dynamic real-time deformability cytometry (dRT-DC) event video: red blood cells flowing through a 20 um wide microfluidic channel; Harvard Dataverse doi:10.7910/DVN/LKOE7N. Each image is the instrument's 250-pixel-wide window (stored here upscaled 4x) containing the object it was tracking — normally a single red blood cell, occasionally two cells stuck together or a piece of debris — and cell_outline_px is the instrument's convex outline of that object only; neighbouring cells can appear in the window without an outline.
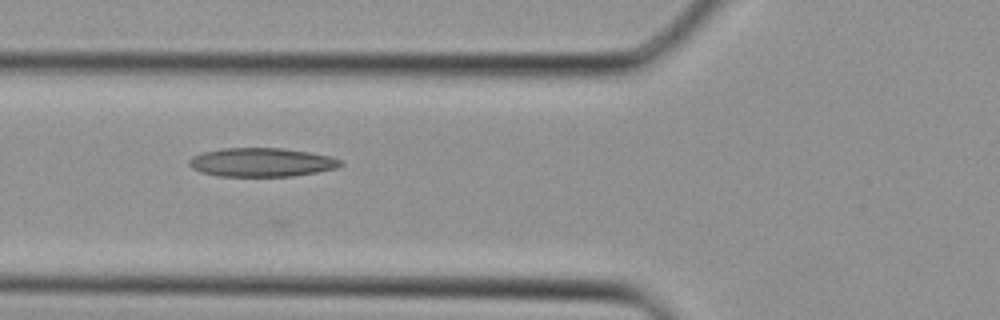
{"species": "Egyptian fruit bat (a non-hibernating species)", "species_latin": "Rousettus aegyptiacus", "temperature_condition": "cold", "stored_images_in_passage": 6, "camera_frame_rate_fps": 3000, "um_per_image_px": 0.085, "animal": {"sex": "female"}, "frame": {"image": 1, "passage_image": 4, "time_ms": 1.0, "image_size_px": [1000, 320], "cell_outline_px": [[344, 164], [336, 168], [316, 172], [292, 176], [216, 176], [200, 172], [192, 168], [188, 164], [188, 160], [192, 156], [204, 152], [220, 148], [280, 148], [308, 152], [328, 156], [340, 160]], "centroid_in_image_um": [22.18, 13.8], "position_along_channel_um": 103.6, "area_um2": 25.32}}